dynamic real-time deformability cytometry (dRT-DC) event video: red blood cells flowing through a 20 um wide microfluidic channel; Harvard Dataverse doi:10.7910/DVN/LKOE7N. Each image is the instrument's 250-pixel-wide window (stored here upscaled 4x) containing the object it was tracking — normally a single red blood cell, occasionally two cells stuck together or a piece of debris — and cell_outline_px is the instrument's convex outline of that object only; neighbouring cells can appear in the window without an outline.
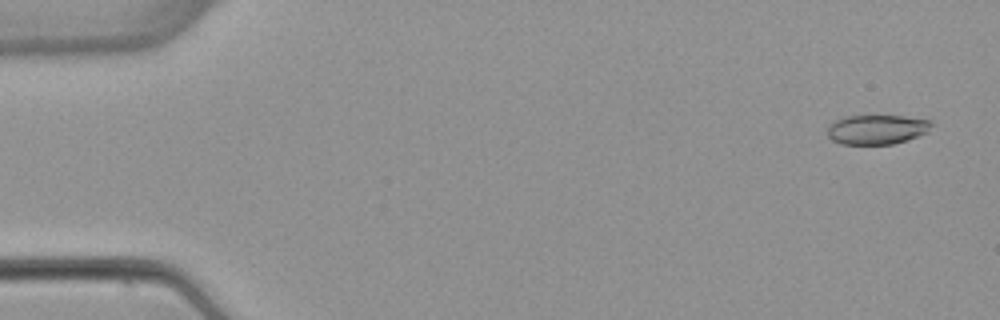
{"species": "common noctule bat (a hibernating species)", "species_latin": "Nyctalus noctula", "temperature_condition": "warm", "stored_images_in_passage": 3, "camera_frame_rate_fps": 3000, "um_per_image_px": 0.085, "animal": {"sex": "female", "body_mass_g": 22.7, "forearm_length_mm": 54.2}, "frame": {"image": 1, "passage_image": 1, "time_ms": 0.0, "image_size_px": [1000, 320], "cell_outline_px": [[932, 124], [928, 132], [908, 140], [892, 144], [840, 144], [832, 140], [828, 136], [828, 124], [844, 116], [904, 116], [932, 120]], "centroid_in_image_um": [74.54, 11.0], "position_along_channel_um": 10.5, "area_um2": 18.03}}